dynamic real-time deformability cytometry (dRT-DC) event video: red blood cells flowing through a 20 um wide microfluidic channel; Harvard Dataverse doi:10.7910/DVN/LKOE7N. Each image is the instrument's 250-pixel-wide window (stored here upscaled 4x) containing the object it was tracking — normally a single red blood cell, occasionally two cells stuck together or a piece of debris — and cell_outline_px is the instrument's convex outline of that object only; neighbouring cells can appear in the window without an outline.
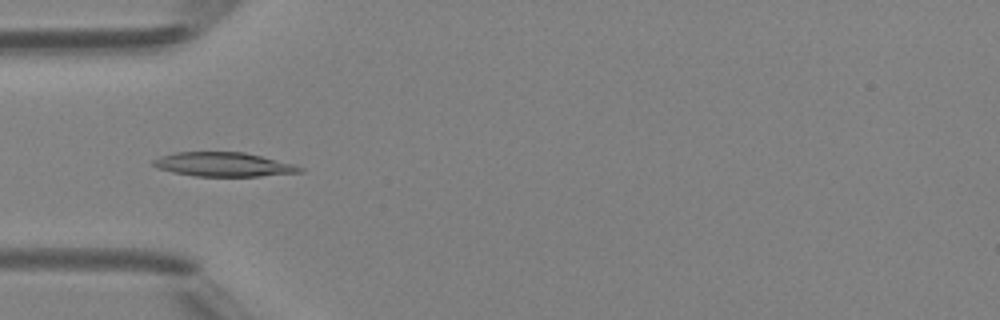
{"species": "Egyptian fruit bat (a non-hibernating species)", "species_latin": "Rousettus aegyptiacus", "temperature_condition": "room temperature", "stored_images_in_passage": 5, "camera_frame_rate_fps": 3000, "um_per_image_px": 0.085, "animal": {"sex": "female"}, "frame": {"image": 1, "passage_image": 4, "time_ms": 3.333, "image_size_px": [1000, 320], "cell_outline_px": [[304, 172], [260, 176], [196, 176], [172, 172], [156, 168], [152, 164], [152, 160], [160, 156], [176, 152], [244, 152], [292, 164], [304, 168]], "centroid_in_image_um": [18.96, 13.98], "position_along_channel_um": 66.0, "area_um2": 20.52}}
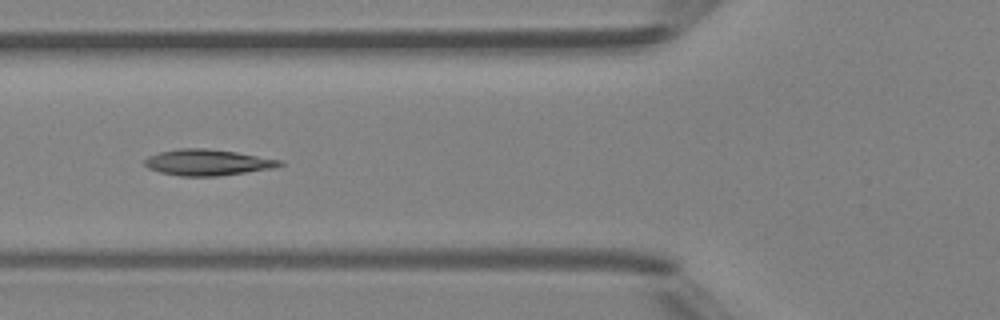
{"frame": {"image": 2, "passage_image": 5, "time_ms": 4.333, "image_size_px": [1000, 320], "cell_outline_px": [[284, 164], [272, 168], [220, 176], [180, 176], [160, 172], [148, 168], [144, 164], [144, 160], [148, 156], [160, 152], [180, 148], [204, 148], [236, 152], [284, 160]], "centroid_in_image_um": [17.65, 13.8], "position_along_channel_um": 108.2, "area_um2": 20.52}}